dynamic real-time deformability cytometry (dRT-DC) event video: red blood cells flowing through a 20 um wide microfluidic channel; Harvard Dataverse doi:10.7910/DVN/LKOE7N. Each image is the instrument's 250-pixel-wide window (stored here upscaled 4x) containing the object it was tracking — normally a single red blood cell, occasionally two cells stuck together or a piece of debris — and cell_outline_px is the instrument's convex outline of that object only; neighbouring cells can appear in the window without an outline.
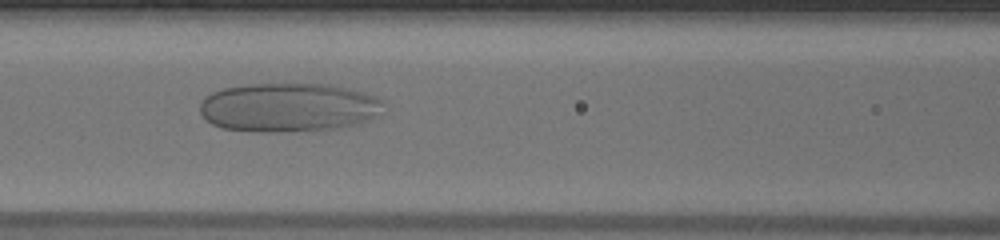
{"species": "human", "species_latin": "Homo sapiens", "temperature_condition": "warm", "stored_images_in_passage": 49, "camera_frame_rate_fps": 3000, "um_per_image_px": 0.085, "donor": {"sex": "male"}, "frame": {"image": 1, "passage_image": 21, "time_ms": 6.667, "image_size_px": [1000, 240], "cell_outline_px": [[384, 100], [372, 116], [360, 124], [340, 128], [276, 132], [256, 132], [224, 128], [212, 124], [200, 112], [200, 104], [204, 96], [212, 92], [224, 88], [248, 84], [332, 84], [364, 92], [376, 96]], "centroid_in_image_um": [24.48, 9.12], "position_along_channel_um": 142.1, "area_um2": 52.19}}
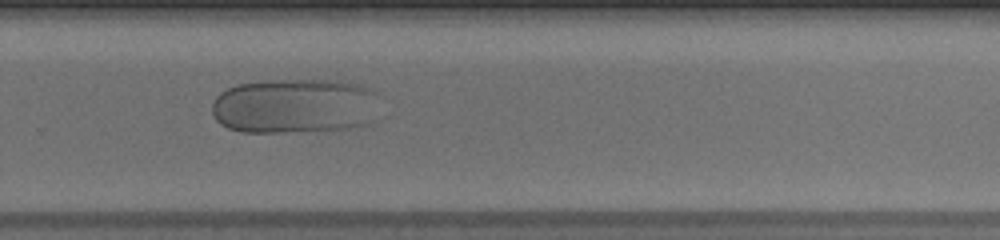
{"frame": {"image": 2, "passage_image": 33, "time_ms": 10.667, "image_size_px": [1000, 240], "cell_outline_px": [[376, 92], [372, 120], [364, 124], [344, 128], [280, 132], [240, 132], [228, 128], [220, 124], [216, 120], [212, 112], [212, 104], [216, 96], [220, 92], [236, 84], [264, 80], [332, 80], [360, 84]], "centroid_in_image_um": [24.95, 8.99], "position_along_channel_um": 304.8, "area_um2": 53.58}}
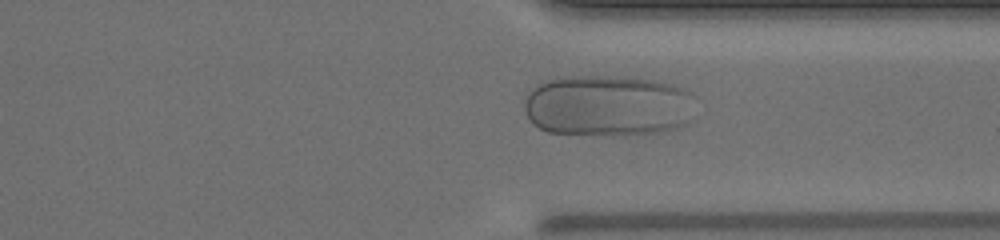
{"frame": {"image": 3, "passage_image": 37, "time_ms": 12.0, "image_size_px": [1000, 240], "cell_outline_px": [[692, 96], [688, 120], [684, 124], [676, 128], [660, 132], [624, 136], [548, 132], [532, 124], [524, 108], [524, 100], [528, 92], [536, 84], [548, 80], [568, 76], [620, 76], [652, 80], [672, 84], [684, 88], [692, 92]], "centroid_in_image_um": [51.62, 8.98], "position_along_channel_um": 359.8, "area_um2": 61.56}}